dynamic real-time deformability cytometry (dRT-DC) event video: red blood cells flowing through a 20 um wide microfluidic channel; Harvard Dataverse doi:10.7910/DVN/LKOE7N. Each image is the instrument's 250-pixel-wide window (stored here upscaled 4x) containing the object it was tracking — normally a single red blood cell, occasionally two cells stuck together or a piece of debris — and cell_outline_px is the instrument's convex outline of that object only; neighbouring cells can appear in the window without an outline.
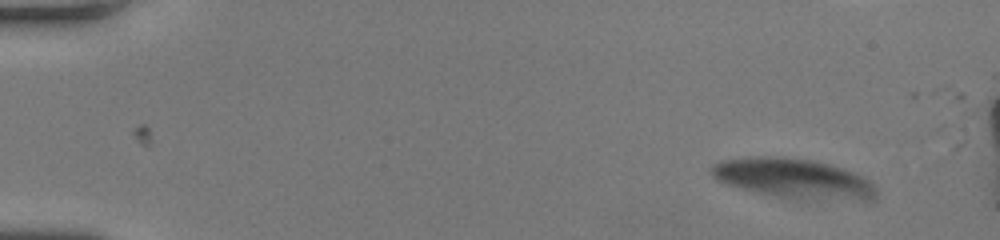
{"species": "human", "species_latin": "Homo sapiens", "temperature_condition": "room temperature", "stored_images_in_passage": 28, "camera_frame_rate_fps": 3000, "um_per_image_px": 0.085, "donor": {"sex": "female"}, "frame": {"image": 1, "passage_image": 1, "time_ms": 0.0, "image_size_px": [1000, 240], "cell_outline_px": [[876, 196], [872, 200], [796, 200], [776, 196], [728, 184], [716, 180], [708, 172], [708, 168], [712, 164], [720, 160], [756, 156], [772, 156], [812, 160], [844, 168], [868, 180], [876, 188]], "centroid_in_image_um": [67.42, 15.18], "position_along_channel_um": 17.6, "area_um2": 38.32}}